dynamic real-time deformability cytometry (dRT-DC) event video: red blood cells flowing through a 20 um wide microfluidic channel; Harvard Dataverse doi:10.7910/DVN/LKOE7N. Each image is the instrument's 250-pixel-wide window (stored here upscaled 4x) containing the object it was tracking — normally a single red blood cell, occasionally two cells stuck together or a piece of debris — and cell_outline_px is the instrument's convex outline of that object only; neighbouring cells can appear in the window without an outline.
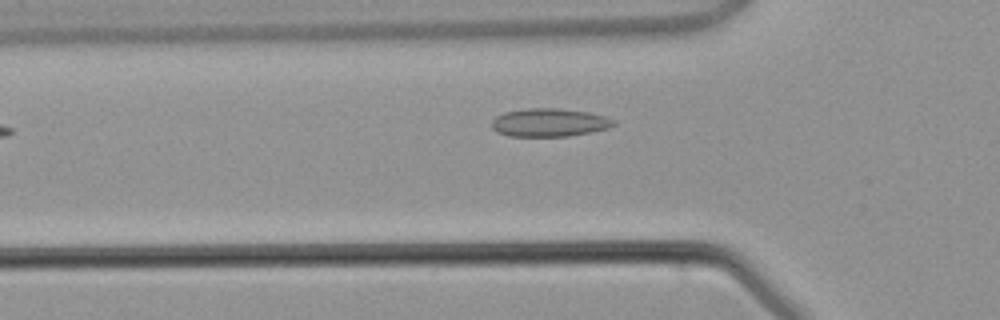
{"species": "common noctule bat (a hibernating species)", "species_latin": "Nyctalus noctula", "temperature_condition": "warm", "stored_images_in_passage": 2, "camera_frame_rate_fps": 3000, "um_per_image_px": 0.085, "animal": {"sex": "male", "body_mass_g": 21.5, "forearm_length_mm": 52.0}, "frame": {"image": 1, "passage_image": 2, "time_ms": 1.333, "image_size_px": [1000, 320], "cell_outline_px": [[616, 124], [608, 128], [592, 132], [568, 136], [508, 136], [496, 132], [492, 128], [492, 120], [496, 116], [504, 112], [524, 108], [556, 108], [588, 112], [604, 116], [616, 120]], "centroid_in_image_um": [46.68, 10.41], "position_along_channel_um": 79.1, "area_um2": 20.17}}